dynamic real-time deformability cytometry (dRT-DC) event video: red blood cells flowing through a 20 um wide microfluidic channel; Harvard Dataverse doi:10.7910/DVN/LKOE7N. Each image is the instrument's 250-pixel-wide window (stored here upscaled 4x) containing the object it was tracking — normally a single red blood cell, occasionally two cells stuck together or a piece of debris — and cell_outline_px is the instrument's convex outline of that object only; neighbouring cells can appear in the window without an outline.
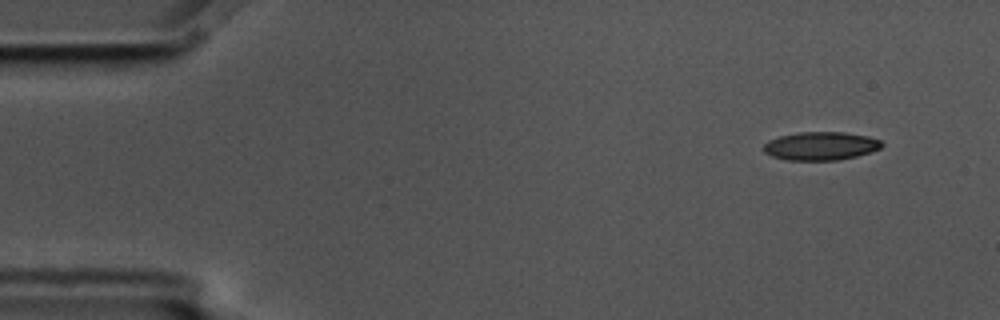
{"species": "common noctule bat (a hibernating species)", "species_latin": "Nyctalus noctula", "temperature_condition": "cold", "stored_images_in_passage": 52, "camera_frame_rate_fps": 3000, "um_per_image_px": 0.085, "animal": {"sex": "male", "body_mass_g": 17.5, "forearm_length_mm": 52.3}, "frame": {"image": 1, "passage_image": 1, "time_ms": 0.0, "image_size_px": [1000, 320], "cell_outline_px": [[884, 144], [880, 148], [872, 152], [856, 156], [836, 160], [788, 160], [772, 156], [764, 152], [760, 148], [768, 140], [780, 136], [800, 132], [844, 132], [868, 136], [880, 140]], "centroid_in_image_um": [69.75, 12.41], "position_along_channel_um": 15.3, "area_um2": 19.59}}
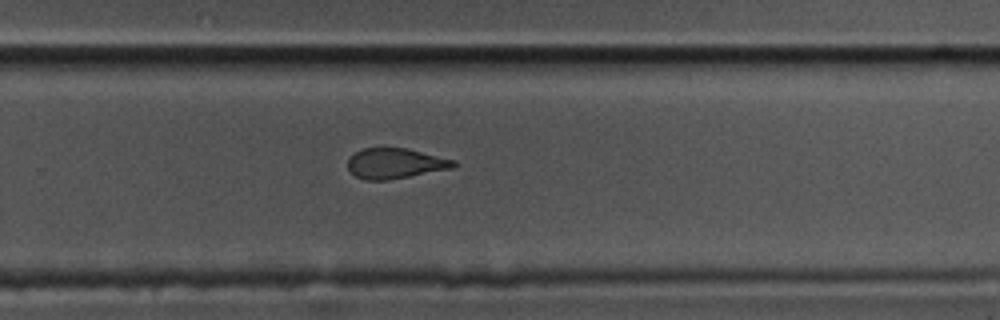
{"frame": {"image": 2, "passage_image": 33, "time_ms": 10.667, "image_size_px": [1000, 320], "cell_outline_px": [[456, 164], [452, 168], [388, 180], [364, 180], [356, 176], [348, 168], [348, 160], [356, 152], [364, 148], [408, 148], [456, 160]], "centroid_in_image_um": [33.61, 13.89], "position_along_channel_um": 296.2, "area_um2": 18.55}}
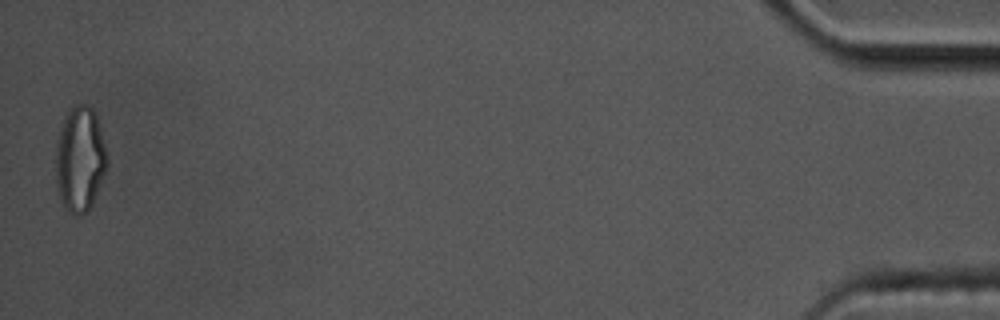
{"frame": {"image": 3, "passage_image": 52, "time_ms": 17.0, "image_size_px": [1000, 320], "cell_outline_px": [[108, 164], [92, 204], [88, 212], [76, 216], [68, 212], [64, 208], [60, 200], [56, 188], [56, 140], [68, 108], [76, 104], [88, 104], [96, 112], [108, 160]], "centroid_in_image_um": [6.78, 13.53], "position_along_channel_um": 428.4, "area_um2": 31.85}, "authors_computed_cell_mechanics": {"area_um2": 20.4323, "velocity_mm_per_s": 3.5748, "shape_relaxation_time_tau1_ms": null, "shape_relaxation_time_tau2_ms": 2.1466, "deformation_change_tau1": null, "deformation_change_tau2": 0.0902}}